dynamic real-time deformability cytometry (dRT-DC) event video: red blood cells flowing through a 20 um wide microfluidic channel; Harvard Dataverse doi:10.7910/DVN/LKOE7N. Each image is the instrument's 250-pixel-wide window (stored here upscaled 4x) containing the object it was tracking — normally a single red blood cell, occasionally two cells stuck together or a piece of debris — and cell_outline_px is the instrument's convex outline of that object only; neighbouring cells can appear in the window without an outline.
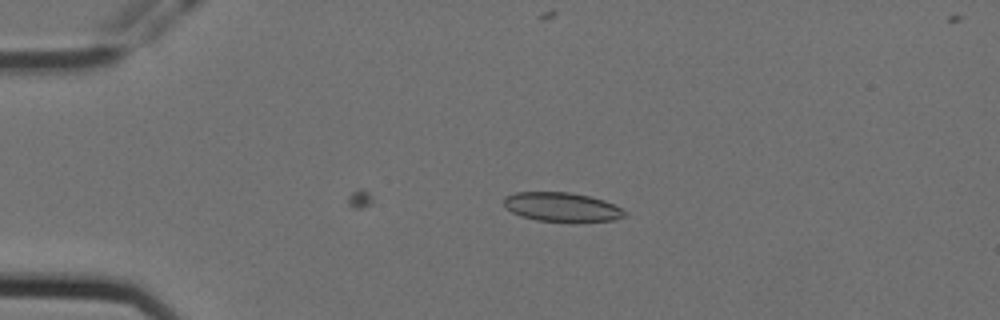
{"species": "Egyptian fruit bat (a non-hibernating species)", "species_latin": "Rousettus aegyptiacus", "temperature_condition": "cold", "stored_images_in_passage": 10, "camera_frame_rate_fps": 3000, "um_per_image_px": 0.085, "animal": {"sex": "female"}, "frame": {"image": 1, "passage_image": 1, "time_ms": 0.0, "image_size_px": [1000, 320], "cell_outline_px": [[628, 216], [612, 220], [536, 220], [520, 216], [504, 208], [504, 196], [516, 192], [568, 192], [588, 196], [604, 200], [628, 212]], "centroid_in_image_um": [47.71, 17.57], "position_along_channel_um": 37.3, "area_um2": 20.11}}